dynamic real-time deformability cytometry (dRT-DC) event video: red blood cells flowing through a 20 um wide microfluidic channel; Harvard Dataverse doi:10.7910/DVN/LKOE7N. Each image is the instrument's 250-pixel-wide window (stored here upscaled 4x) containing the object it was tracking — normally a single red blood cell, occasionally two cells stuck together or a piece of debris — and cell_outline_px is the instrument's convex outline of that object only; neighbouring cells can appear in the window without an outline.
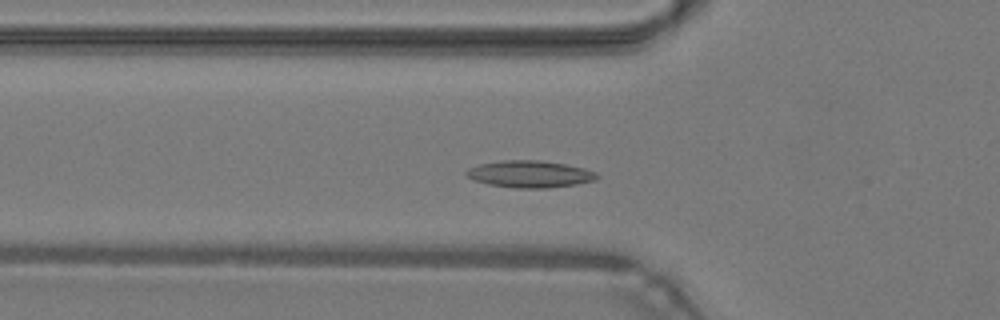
{"species": "common noctule bat (a hibernating species)", "species_latin": "Nyctalus noctula", "temperature_condition": "warm", "stored_images_in_passage": 24, "camera_frame_rate_fps": 3000, "um_per_image_px": 0.085, "animal": {"sex": "male", "body_mass_g": 19.2, "forearm_length_mm": 51.8}, "frame": {"image": 1, "passage_image": 10, "time_ms": 3.0, "image_size_px": [1000, 320], "cell_outline_px": [[600, 176], [596, 180], [576, 184], [548, 188], [516, 188], [488, 184], [464, 176], [464, 172], [468, 168], [480, 164], [500, 160], [540, 160], [564, 164], [584, 168], [596, 172]], "centroid_in_image_um": [45.03, 14.79], "position_along_channel_um": 80.8, "area_um2": 20.58}}
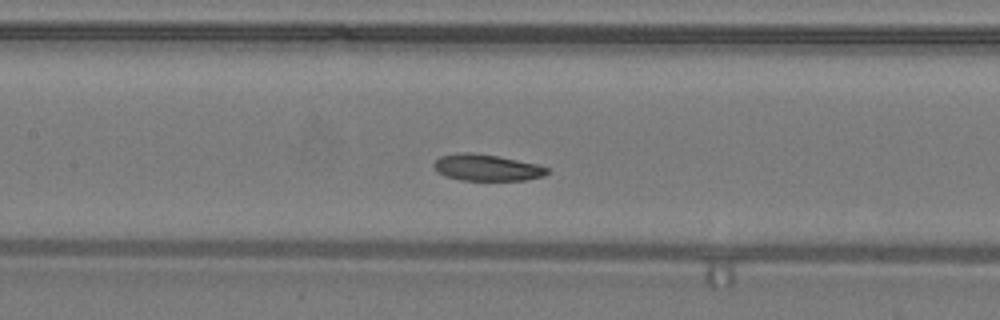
{"frame": {"image": 2, "passage_image": 16, "time_ms": 5.0, "image_size_px": [1000, 320], "cell_outline_px": [[548, 172], [544, 176], [524, 180], [460, 180], [444, 176], [436, 172], [432, 164], [440, 156], [464, 152], [468, 152], [496, 156], [540, 164], [548, 168]], "centroid_in_image_um": [41.36, 14.25], "position_along_channel_um": 166.0, "area_um2": 17.51}}
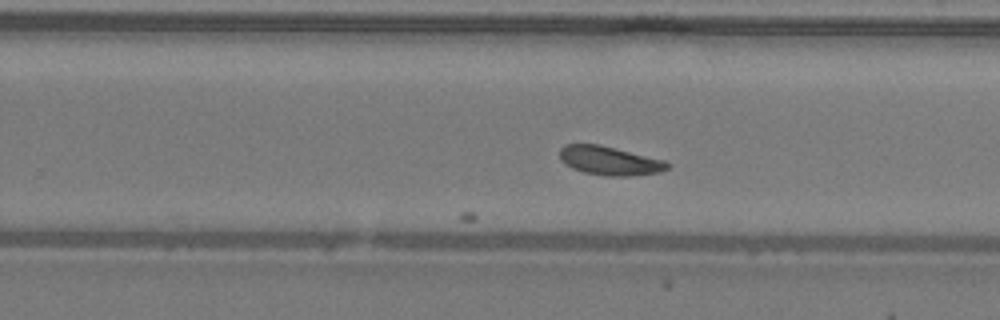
{"frame": {"image": 3, "passage_image": 24, "time_ms": 7.667, "image_size_px": [1000, 320], "cell_outline_px": [[672, 164], [668, 168], [660, 172], [628, 176], [604, 176], [584, 172], [572, 168], [564, 164], [560, 160], [560, 148], [564, 144], [600, 144], [664, 160]], "centroid_in_image_um": [51.8, 13.66], "position_along_channel_um": 278.0, "area_um2": 18.21}}